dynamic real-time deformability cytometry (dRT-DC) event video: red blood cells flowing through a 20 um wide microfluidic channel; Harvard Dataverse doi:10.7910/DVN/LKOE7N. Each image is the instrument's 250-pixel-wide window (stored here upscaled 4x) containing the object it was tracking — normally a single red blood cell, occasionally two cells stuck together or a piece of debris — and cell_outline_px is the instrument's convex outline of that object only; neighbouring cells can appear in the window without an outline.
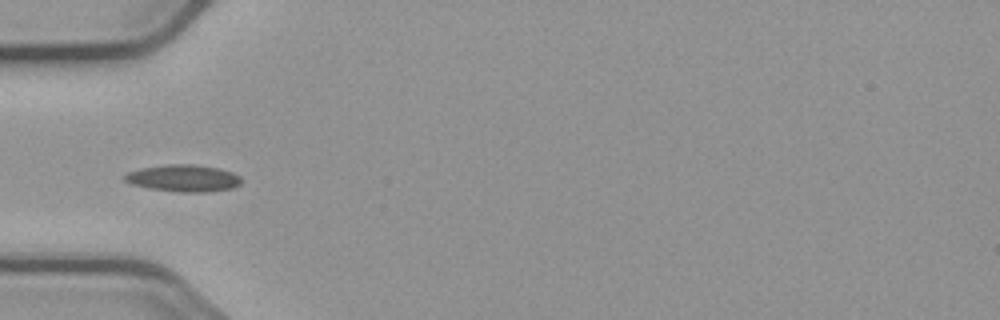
{"species": "common noctule bat (a hibernating species)", "species_latin": "Nyctalus noctula", "temperature_condition": "cold", "stored_images_in_passage": 3, "camera_frame_rate_fps": 3000, "um_per_image_px": 0.085, "animal": {"sex": "male", "body_mass_g": 23.1, "forearm_length_mm": 52.7}, "frame": {"image": 1, "passage_image": 2, "time_ms": 1.0, "image_size_px": [1000, 320], "cell_outline_px": [[240, 184], [232, 188], [208, 192], [180, 192], [148, 188], [132, 184], [124, 180], [124, 176], [128, 172], [140, 168], [168, 164], [192, 164], [220, 168], [232, 172], [240, 176]], "centroid_in_image_um": [15.6, 15.14], "position_along_channel_um": 69.4, "area_um2": 18.32}}
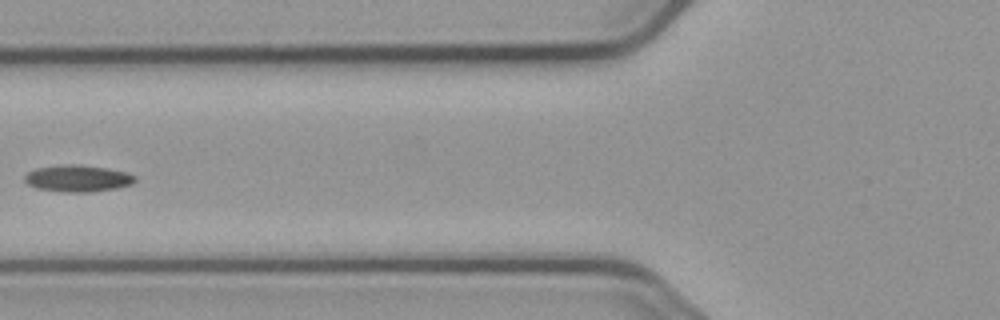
{"frame": {"image": 2, "passage_image": 3, "time_ms": 2.333, "image_size_px": [1000, 320], "cell_outline_px": [[136, 180], [132, 184], [116, 188], [92, 192], [64, 192], [36, 188], [28, 184], [24, 180], [24, 176], [28, 172], [36, 168], [60, 164], [80, 164], [108, 168], [124, 172], [136, 176]], "centroid_in_image_um": [6.59, 15.16], "position_along_channel_um": 119.2, "area_um2": 17.34}}